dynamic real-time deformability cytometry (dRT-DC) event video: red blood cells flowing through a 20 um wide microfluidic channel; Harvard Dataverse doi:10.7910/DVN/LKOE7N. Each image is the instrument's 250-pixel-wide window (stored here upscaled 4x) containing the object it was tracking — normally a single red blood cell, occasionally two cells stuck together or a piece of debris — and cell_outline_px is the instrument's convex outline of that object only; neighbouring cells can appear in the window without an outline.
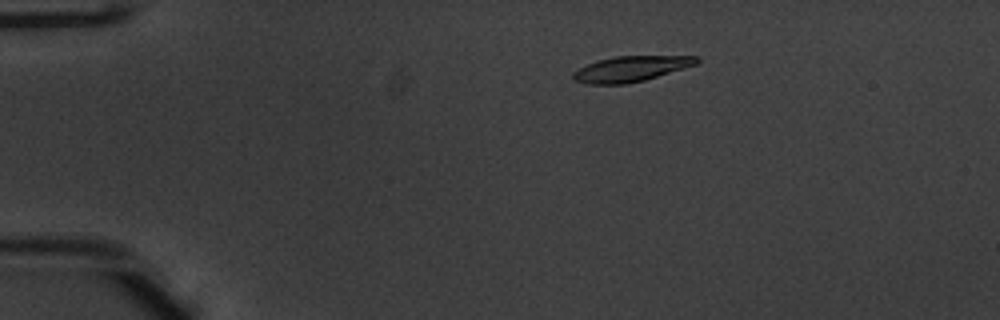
{"species": "common noctule bat (a hibernating species)", "species_latin": "Nyctalus noctula", "temperature_condition": "warm", "stored_images_in_passage": 52, "camera_frame_rate_fps": 3000, "um_per_image_px": 0.085, "animal": {"sex": "male", "body_mass_g": 20.1, "forearm_length_mm": 53.5}, "frame": {"image": 1, "passage_image": 10, "time_ms": 3.0, "image_size_px": [1000, 320], "cell_outline_px": [[700, 60], [696, 64], [644, 80], [628, 84], [588, 84], [572, 80], [572, 72], [588, 64], [600, 60], [616, 56], [696, 56]], "centroid_in_image_um": [53.58, 5.86], "position_along_channel_um": 31.4, "area_um2": 18.09}}
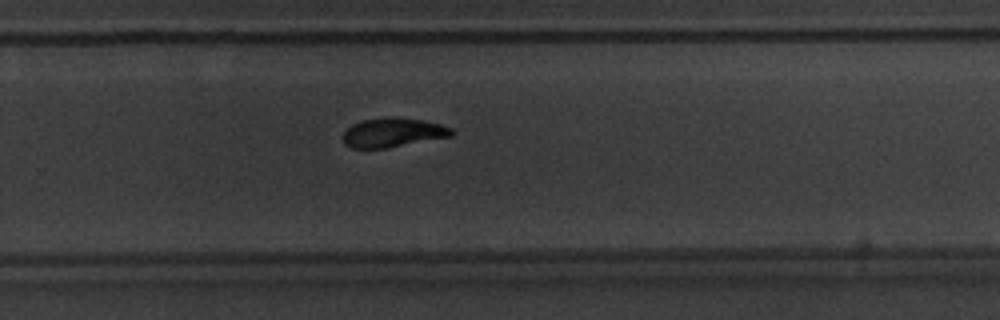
{"frame": {"image": 2, "passage_image": 35, "time_ms": 11.333, "image_size_px": [1000, 320], "cell_outline_px": [[452, 136], [388, 148], [352, 148], [344, 144], [344, 132], [352, 124], [364, 120], [384, 116], [392, 116], [420, 120], [440, 124], [452, 128]], "centroid_in_image_um": [33.39, 11.26], "position_along_channel_um": 296.4, "area_um2": 18.44}}
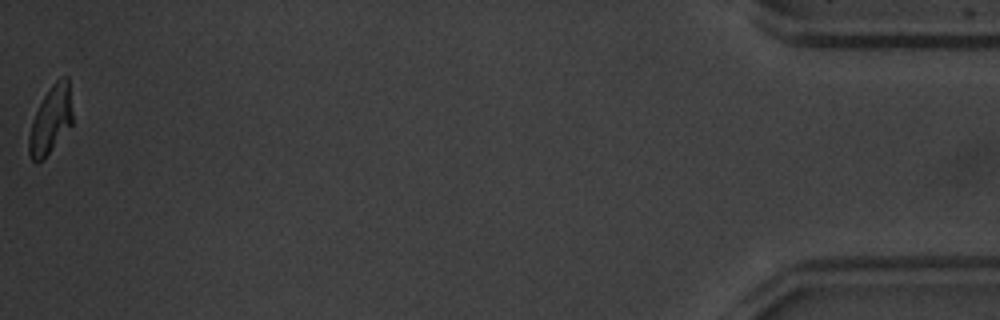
{"frame": {"image": 3, "passage_image": 52, "time_ms": 17.0, "image_size_px": [1000, 320], "cell_outline_px": [[72, 124], [44, 160], [36, 164], [32, 160], [28, 152], [28, 136], [32, 120], [44, 96], [52, 84], [60, 76], [68, 76], [72, 112]], "centroid_in_image_um": [4.3, 10.23], "position_along_channel_um": 430.9, "area_um2": 17.28}, "authors_computed_cell_mechanics": {"area_um2": 18.496, "velocity_mm_per_s": 3.922, "shape_relaxation_time_tau1_ms": 3.5213, "shape_relaxation_time_tau2_ms": 4.133, "deformation_change_tau1": 0.1532, "deformation_change_tau2": 0.0849}}